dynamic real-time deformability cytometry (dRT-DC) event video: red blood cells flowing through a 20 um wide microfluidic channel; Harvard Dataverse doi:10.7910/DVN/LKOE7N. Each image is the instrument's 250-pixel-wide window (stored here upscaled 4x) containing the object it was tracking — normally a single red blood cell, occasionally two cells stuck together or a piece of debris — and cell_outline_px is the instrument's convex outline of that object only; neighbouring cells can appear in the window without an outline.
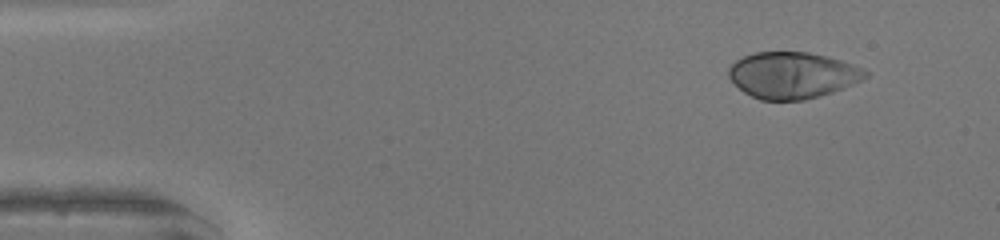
{"species": "human", "species_latin": "Homo sapiens", "temperature_condition": "warm", "stored_images_in_passage": 43, "camera_frame_rate_fps": 3000, "um_per_image_px": 0.085, "donor": {"sex": "female"}, "frame": {"image": 1, "passage_image": 1, "time_ms": 0.0, "image_size_px": [1000, 240], "cell_outline_px": [[812, 56], [808, 96], [792, 100], [768, 100], [756, 96], [748, 92], [732, 76], [732, 68], [740, 60], [748, 56], [764, 52], [796, 52]], "centroid_in_image_um": [65.87, 6.38], "position_along_channel_um": 19.1, "area_um2": 22.95}}
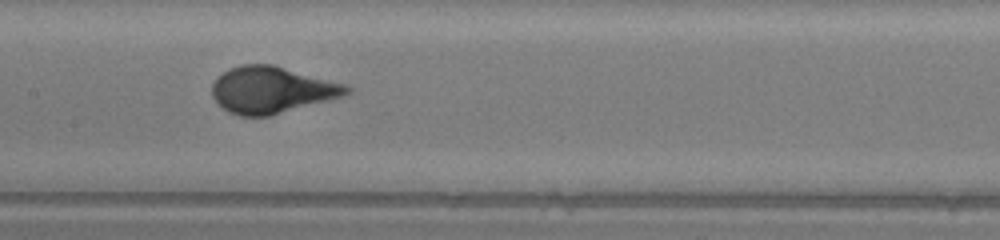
{"frame": {"image": 2, "passage_image": 20, "time_ms": 6.333, "image_size_px": [1000, 240], "cell_outline_px": [[340, 92], [272, 112], [240, 112], [228, 108], [220, 100], [216, 92], [216, 84], [224, 76], [240, 68], [276, 68], [340, 88]], "centroid_in_image_um": [22.84, 7.64], "position_along_channel_um": 184.6, "area_um2": 27.63}}
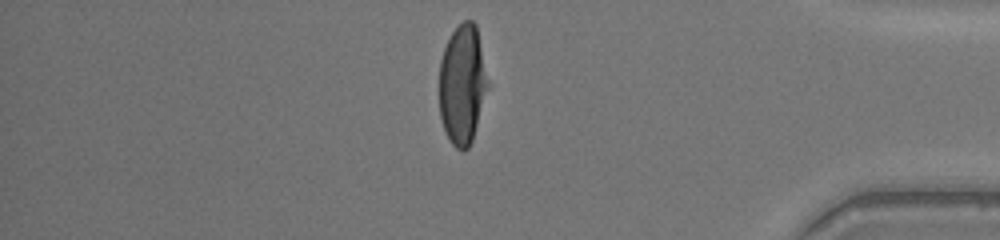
{"frame": {"image": 3, "passage_image": 37, "time_ms": 12.0, "image_size_px": [1000, 240], "cell_outline_px": [[476, 116], [472, 136], [468, 144], [464, 148], [460, 148], [452, 140], [444, 124], [440, 108], [440, 68], [444, 52], [452, 36], [464, 24], [472, 24], [476, 32]], "centroid_in_image_um": [39.06, 7.27], "position_along_channel_um": 396.1, "area_um2": 26.41}}